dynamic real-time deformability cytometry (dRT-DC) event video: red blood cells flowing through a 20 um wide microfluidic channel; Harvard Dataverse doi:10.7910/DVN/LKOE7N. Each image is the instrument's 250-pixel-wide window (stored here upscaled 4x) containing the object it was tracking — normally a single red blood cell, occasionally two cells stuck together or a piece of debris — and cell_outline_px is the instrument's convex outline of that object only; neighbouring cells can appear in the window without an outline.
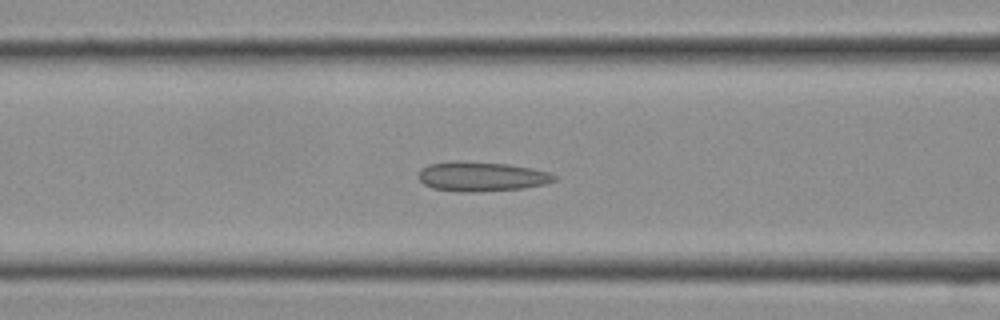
{"species": "Egyptian fruit bat (a non-hibernating species)", "species_latin": "Rousettus aegyptiacus", "temperature_condition": "cold", "stored_images_in_passage": 28, "segment_of_instrument_passage": [1, 2], "camera_frame_rate_fps": 3000, "um_per_image_px": 0.085, "frame": {"image": 1, "passage_image": 11, "time_ms": 3.333, "image_size_px": [1000, 320], "cell_outline_px": [[556, 180], [544, 184], [524, 188], [476, 192], [460, 192], [432, 188], [424, 184], [420, 180], [420, 168], [428, 164], [456, 160], [464, 160], [508, 164], [532, 168], [548, 172], [556, 176]], "centroid_in_image_um": [40.91, 14.99], "position_along_channel_um": 125.7, "area_um2": 23.58}}
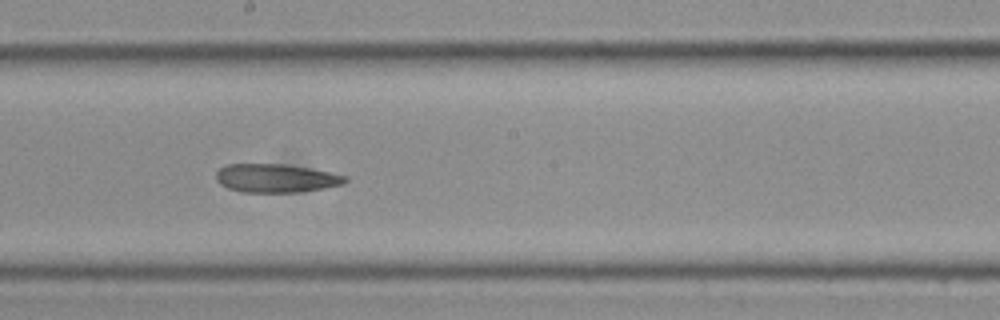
{"frame": {"image": 2, "passage_image": 15, "time_ms": 4.667, "image_size_px": [1000, 320], "cell_outline_px": [[348, 180], [344, 184], [324, 188], [296, 192], [244, 192], [228, 188], [220, 184], [216, 180], [216, 172], [220, 168], [228, 164], [284, 164], [332, 172], [348, 176]], "centroid_in_image_um": [23.48, 15.14], "position_along_channel_um": 224.7, "area_um2": 21.44}}
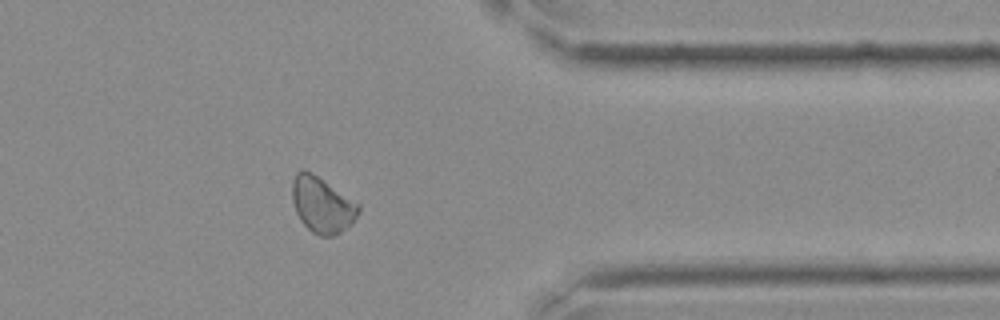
{"frame": {"image": 3, "passage_image": 22, "time_ms": 7.0, "image_size_px": [1000, 320], "cell_outline_px": [[360, 212], [352, 224], [340, 232], [332, 236], [320, 236], [312, 232], [300, 220], [296, 212], [292, 200], [292, 180], [296, 172], [300, 168], [304, 168], [356, 200], [360, 204]], "centroid_in_image_um": [27.39, 17.39], "position_along_channel_um": 384.0, "area_um2": 21.85}}